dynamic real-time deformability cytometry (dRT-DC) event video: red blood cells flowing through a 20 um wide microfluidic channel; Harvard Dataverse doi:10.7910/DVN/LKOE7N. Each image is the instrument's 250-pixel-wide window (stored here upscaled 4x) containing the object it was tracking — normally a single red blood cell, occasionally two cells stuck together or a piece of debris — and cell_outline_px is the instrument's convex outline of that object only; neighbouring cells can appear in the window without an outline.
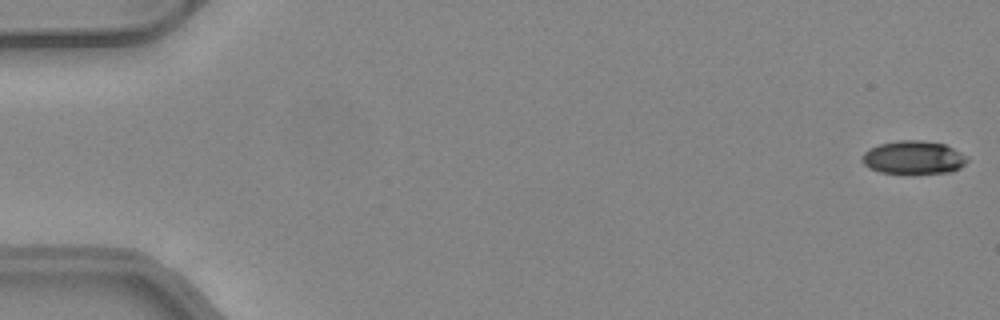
{"species": "common noctule bat (a hibernating species)", "species_latin": "Nyctalus noctula", "temperature_condition": "warm", "stored_images_in_passage": 15, "camera_frame_rate_fps": 3000, "um_per_image_px": 0.085, "animal": {"sex": "female", "body_mass_g": 24.6, "forearm_length_mm": 56.2}, "frame": {"image": 1, "passage_image": 1, "time_ms": 0.0, "image_size_px": [1000, 320], "cell_outline_px": [[968, 160], [960, 168], [948, 172], [880, 172], [868, 168], [860, 160], [860, 156], [868, 148], [880, 144], [900, 140], [920, 140], [944, 144], [968, 156]], "centroid_in_image_um": [77.6, 13.37], "position_along_channel_um": 7.4, "area_um2": 20.11}}
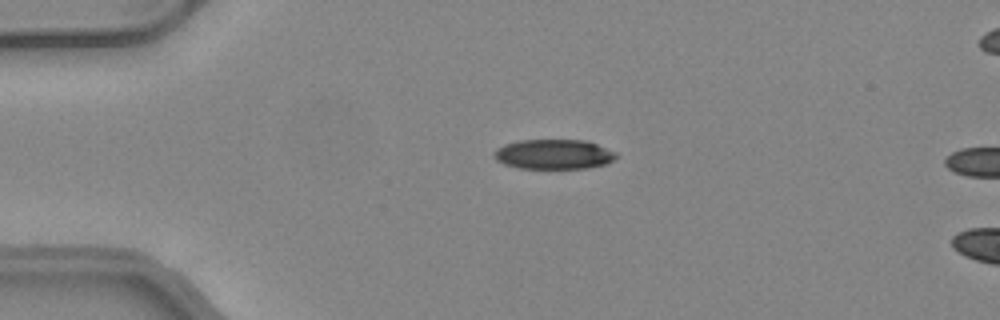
{"frame": {"image": 2, "passage_image": 12, "time_ms": 3.667, "image_size_px": [1000, 320], "cell_outline_px": [[616, 156], [612, 160], [604, 164], [588, 168], [520, 168], [504, 164], [496, 160], [492, 156], [492, 152], [496, 148], [504, 144], [520, 140], [584, 140], [596, 144], [616, 152]], "centroid_in_image_um": [47.0, 13.11], "position_along_channel_um": 38.0, "area_um2": 21.15}}